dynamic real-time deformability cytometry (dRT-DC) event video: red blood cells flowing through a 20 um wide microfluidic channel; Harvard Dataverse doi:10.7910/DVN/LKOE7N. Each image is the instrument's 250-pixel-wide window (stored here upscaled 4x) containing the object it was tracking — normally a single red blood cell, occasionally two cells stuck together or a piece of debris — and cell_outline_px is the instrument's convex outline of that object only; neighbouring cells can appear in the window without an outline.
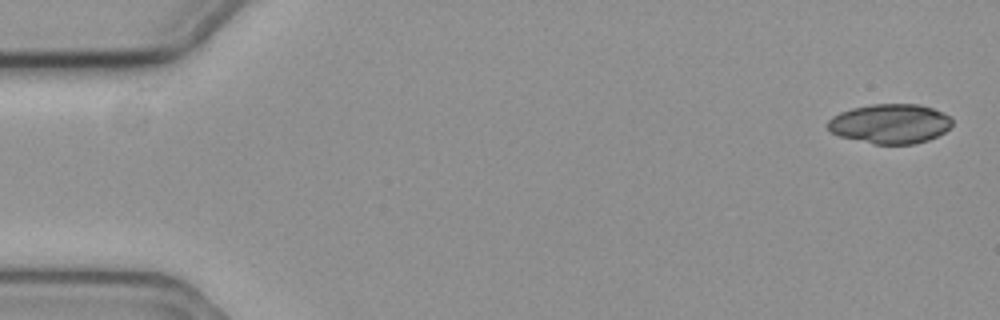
{"species": "common noctule bat (a hibernating species)", "species_latin": "Nyctalus noctula", "temperature_condition": "cold", "stored_images_in_passage": 56, "segment_of_instrument_passage": [1, 2], "camera_frame_rate_fps": 3000, "um_per_image_px": 0.085, "animal": {"sex": "female", "body_mass_g": 19.3, "forearm_length_mm": 54.1}, "frame": {"image": 1, "passage_image": 1, "time_ms": 0.0, "image_size_px": [1000, 320], "cell_outline_px": [[952, 124], [944, 132], [928, 140], [912, 144], [876, 144], [840, 136], [832, 132], [828, 128], [828, 120], [832, 116], [840, 112], [852, 108], [872, 104], [916, 104], [932, 108], [948, 116], [952, 120]], "centroid_in_image_um": [75.64, 10.51], "position_along_channel_um": 9.4, "area_um2": 28.38}}